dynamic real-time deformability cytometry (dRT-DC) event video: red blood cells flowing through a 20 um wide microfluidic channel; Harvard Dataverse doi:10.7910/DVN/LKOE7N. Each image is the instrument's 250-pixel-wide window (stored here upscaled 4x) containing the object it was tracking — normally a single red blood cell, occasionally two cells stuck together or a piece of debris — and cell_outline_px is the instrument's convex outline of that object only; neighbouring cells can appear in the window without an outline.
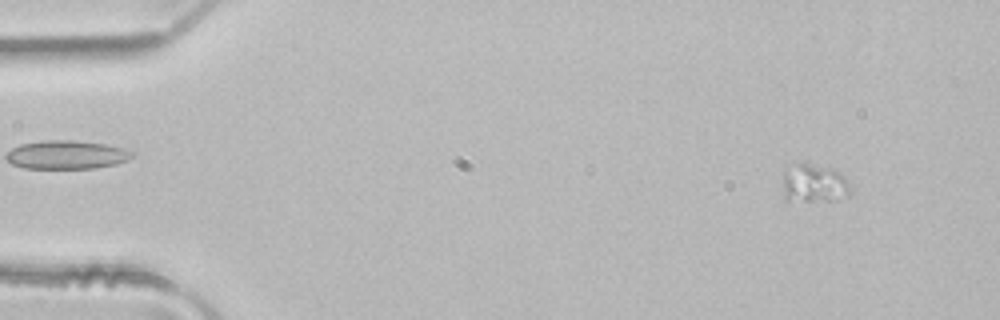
{"species": "common noctule bat (a hibernating species)", "species_latin": "Nyctalus noctula", "temperature_condition": "room temperature", "stored_images_in_passage": 3, "camera_frame_rate_fps": 3000, "um_per_image_px": 0.085, "animal": {"sex": "male", "body_mass_g": 21.5, "forearm_length_mm": 52.0}, "frame": {"image": 1, "passage_image": 1, "time_ms": 0.0, "image_size_px": [1000, 320], "cell_outline_px": [[852, 192], [848, 196], [840, 200], [784, 200], [784, 172], [796, 164], [808, 164], [832, 168], [840, 172], [844, 176]], "centroid_in_image_um": [69.25, 15.61], "position_along_channel_um": 15.7, "area_um2": 14.91}}